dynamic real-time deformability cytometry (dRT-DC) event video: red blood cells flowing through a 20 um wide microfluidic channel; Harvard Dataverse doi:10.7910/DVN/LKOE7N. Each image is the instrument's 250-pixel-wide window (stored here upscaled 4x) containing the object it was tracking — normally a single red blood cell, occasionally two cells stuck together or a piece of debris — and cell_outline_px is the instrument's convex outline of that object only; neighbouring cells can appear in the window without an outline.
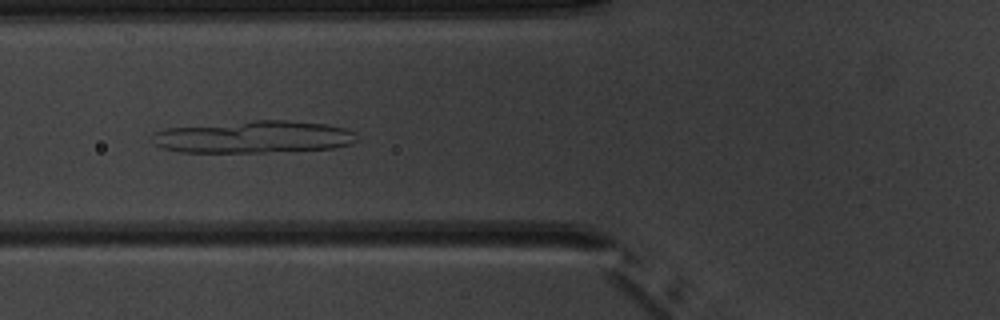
{"species": "common noctule bat (a hibernating species)", "species_latin": "Nyctalus noctula", "temperature_condition": "warm", "stored_images_in_passage": 7, "camera_frame_rate_fps": 3000, "um_per_image_px": 0.085, "animal": {"sex": "male", "body_mass_g": 20.1, "forearm_length_mm": 53.5}, "frame": {"image": 1, "passage_image": 5, "time_ms": 5.333, "image_size_px": [1000, 320], "cell_outline_px": [[360, 140], [352, 144], [332, 148], [264, 152], [180, 152], [164, 148], [156, 144], [152, 136], [152, 132], [168, 128], [256, 120], [288, 120], [324, 124], [348, 128], [356, 132]], "centroid_in_image_um": [21.64, 11.64], "position_along_channel_um": 104.2, "area_um2": 38.44}}